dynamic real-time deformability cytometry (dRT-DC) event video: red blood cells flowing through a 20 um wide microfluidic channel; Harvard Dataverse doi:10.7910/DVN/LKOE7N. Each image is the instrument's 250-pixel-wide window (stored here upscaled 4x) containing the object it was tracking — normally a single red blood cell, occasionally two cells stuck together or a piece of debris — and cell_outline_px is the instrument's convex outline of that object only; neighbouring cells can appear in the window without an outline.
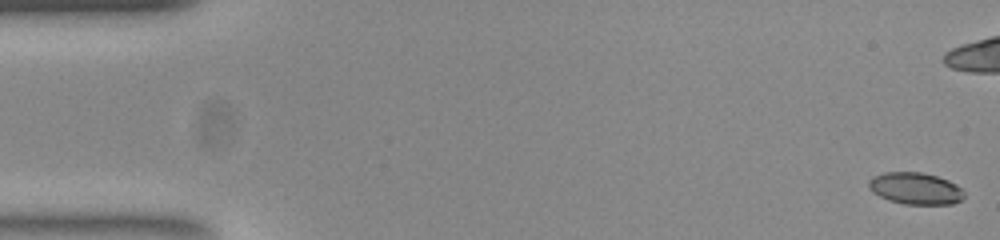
{"species": "common noctule bat (a hibernating species)", "species_latin": "Nyctalus noctula", "temperature_condition": "room temperature", "stored_images_in_passage": 54, "camera_frame_rate_fps": 3000, "um_per_image_px": 0.085, "animal": {"sex": "female", "body_mass_g": 23.0, "forearm_length_mm": 53.4}, "frame": {"image": 1, "passage_image": 1, "time_ms": 0.0, "image_size_px": [1000, 240], "cell_outline_px": [[964, 196], [960, 200], [952, 204], [904, 204], [888, 200], [872, 192], [868, 188], [868, 180], [872, 176], [884, 172], [920, 172], [936, 176], [948, 180], [956, 184], [964, 192]], "centroid_in_image_um": [77.77, 16.01], "position_along_channel_um": 7.2, "area_um2": 17.74}}
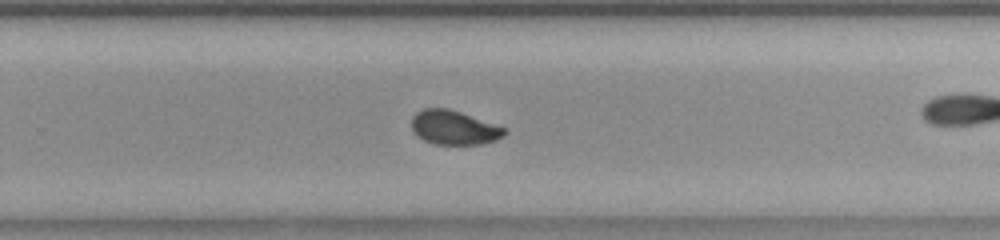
{"frame": {"image": 2, "passage_image": 34, "time_ms": 11.0, "image_size_px": [1000, 240], "cell_outline_px": [[508, 132], [504, 136], [496, 140], [484, 144], [432, 144], [416, 136], [412, 128], [412, 116], [416, 112], [424, 108], [448, 108], [508, 128]], "centroid_in_image_um": [38.61, 10.85], "position_along_channel_um": 291.2, "area_um2": 18.73}}
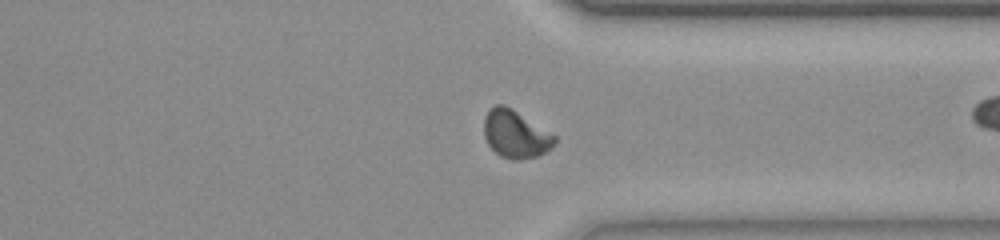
{"frame": {"image": 3, "passage_image": 40, "time_ms": 13.0, "image_size_px": [1000, 240], "cell_outline_px": [[556, 140], [552, 148], [536, 156], [516, 160], [512, 160], [500, 156], [488, 144], [484, 136], [484, 116], [496, 104], [504, 104], [512, 108], [556, 136]], "centroid_in_image_um": [43.8, 11.4], "position_along_channel_um": 367.6, "area_um2": 19.48}, "authors_computed_cell_mechanics": {"area_um2": 18.8717, "velocity_mm_per_s": 3.8754, "shape_relaxation_time_tau1_ms": 5.7977, "shape_relaxation_time_tau2_ms": 1.4862, "deformation_change_tau1": 0.1645, "deformation_change_tau2": 0.0593}}